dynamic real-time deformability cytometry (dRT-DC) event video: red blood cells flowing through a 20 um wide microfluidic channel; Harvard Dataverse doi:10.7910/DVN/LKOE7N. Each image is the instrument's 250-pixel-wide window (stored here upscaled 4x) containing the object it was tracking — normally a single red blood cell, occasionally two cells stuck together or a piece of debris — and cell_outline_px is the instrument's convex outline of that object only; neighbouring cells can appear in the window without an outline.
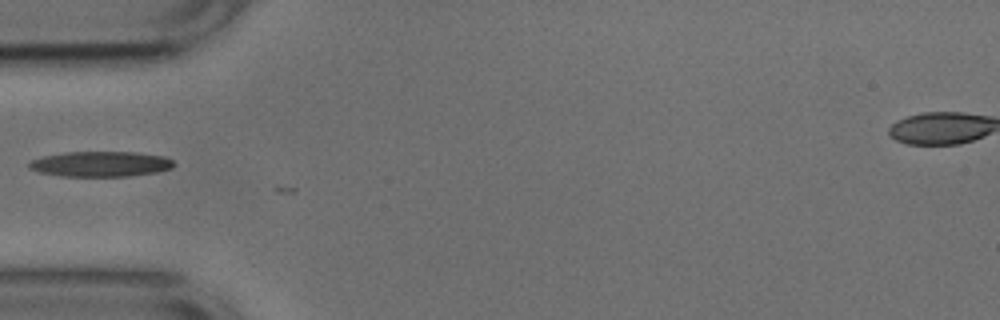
{"species": "common noctule bat (a hibernating species)", "species_latin": "Nyctalus noctula", "temperature_condition": "cold", "stored_images_in_passage": 14, "camera_frame_rate_fps": 3000, "um_per_image_px": 0.085, "animal": {"sex": "male", "body_mass_g": 17.9, "forearm_length_mm": 54.2}, "frame": {"image": 1, "passage_image": 3, "time_ms": 0.667, "image_size_px": [1000, 320], "cell_outline_px": [[176, 164], [172, 168], [156, 172], [128, 176], [60, 176], [40, 172], [28, 168], [28, 160], [40, 156], [64, 152], [136, 152], [164, 156], [172, 160]], "centroid_in_image_um": [8.51, 13.93], "position_along_channel_um": 76.5, "area_um2": 21.56}}
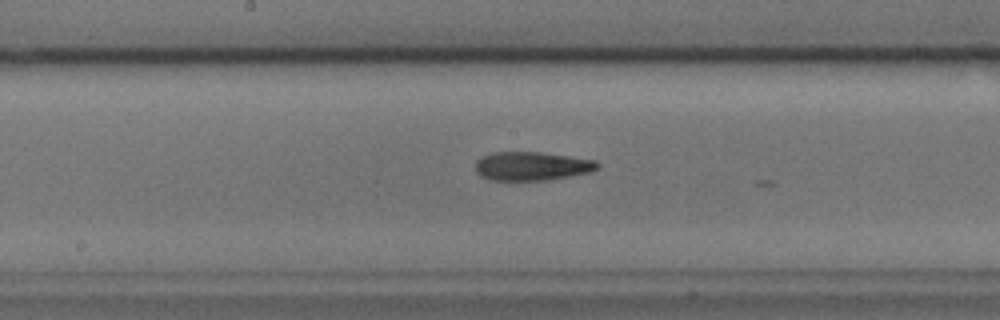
{"frame": {"image": 2, "passage_image": 13, "time_ms": 4.0, "image_size_px": [1000, 320], "cell_outline_px": [[600, 164], [592, 172], [544, 180], [492, 180], [480, 176], [476, 172], [476, 160], [480, 156], [492, 152], [540, 152], [596, 160]], "centroid_in_image_um": [45.17, 14.11], "position_along_channel_um": 203.0, "area_um2": 20.4}}